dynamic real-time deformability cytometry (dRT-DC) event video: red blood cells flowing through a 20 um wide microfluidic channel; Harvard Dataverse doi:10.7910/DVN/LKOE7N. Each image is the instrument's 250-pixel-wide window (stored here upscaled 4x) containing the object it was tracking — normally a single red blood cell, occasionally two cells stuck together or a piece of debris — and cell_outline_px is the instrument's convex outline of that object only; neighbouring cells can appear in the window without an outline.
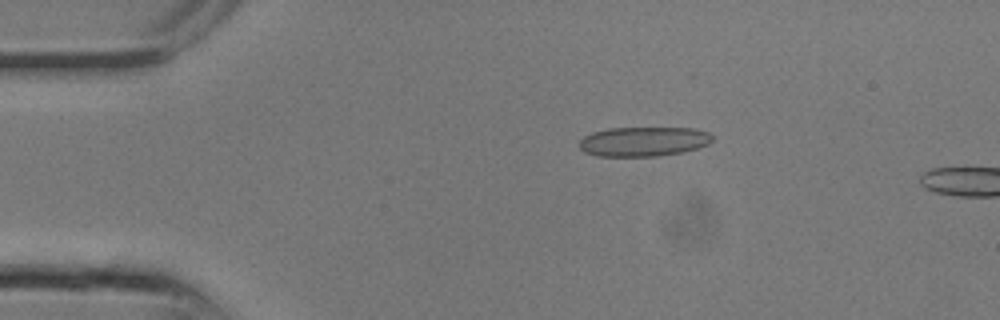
{"species": "common noctule bat (a hibernating species)", "species_latin": "Nyctalus noctula", "temperature_condition": "room temperature", "stored_images_in_passage": 3, "camera_frame_rate_fps": 3000, "um_per_image_px": 0.085, "animal": {"sex": "male", "body_mass_g": 13.3}, "frame": {"image": 1, "passage_image": 1, "time_ms": 0.0, "image_size_px": [1000, 320], "cell_outline_px": [[712, 140], [708, 144], [696, 148], [680, 152], [656, 156], [596, 156], [584, 152], [580, 148], [580, 140], [584, 136], [592, 132], [608, 128], [696, 128], [708, 132], [712, 136]], "centroid_in_image_um": [54.67, 12.02], "position_along_channel_um": 30.3, "area_um2": 22.83}}